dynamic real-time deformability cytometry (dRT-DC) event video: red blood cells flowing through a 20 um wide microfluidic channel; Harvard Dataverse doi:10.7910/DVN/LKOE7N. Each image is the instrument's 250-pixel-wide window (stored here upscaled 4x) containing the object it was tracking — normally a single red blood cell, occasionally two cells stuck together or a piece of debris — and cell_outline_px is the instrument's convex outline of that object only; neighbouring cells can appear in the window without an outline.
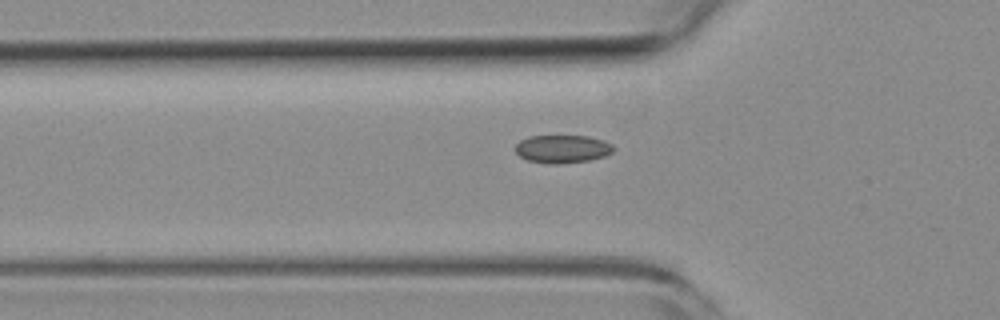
{"species": "common noctule bat (a hibernating species)", "species_latin": "Nyctalus noctula", "temperature_condition": "room temperature", "stored_images_in_passage": 18, "camera_frame_rate_fps": 3000, "um_per_image_px": 0.085, "animal": {"sex": "female", "body_mass_g": 19.3, "forearm_length_mm": 54.1}, "frame": {"image": 1, "passage_image": 6, "time_ms": 1.667, "image_size_px": [1000, 320], "cell_outline_px": [[616, 148], [612, 152], [604, 156], [588, 160], [556, 164], [548, 164], [528, 160], [520, 156], [516, 152], [516, 144], [520, 140], [528, 136], [588, 136], [604, 140], [612, 144]], "centroid_in_image_um": [47.81, 12.65], "position_along_channel_um": 78.0, "area_um2": 16.01}}
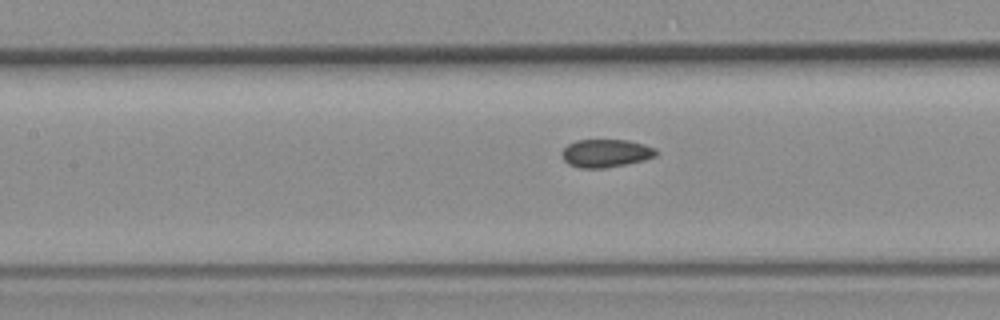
{"frame": {"image": 2, "passage_image": 12, "time_ms": 3.667, "image_size_px": [1000, 320], "cell_outline_px": [[656, 156], [644, 160], [604, 168], [580, 168], [568, 164], [564, 160], [560, 152], [568, 144], [576, 140], [628, 140], [644, 144], [656, 148]], "centroid_in_image_um": [51.47, 13.02], "position_along_channel_um": 155.9, "area_um2": 15.37}}
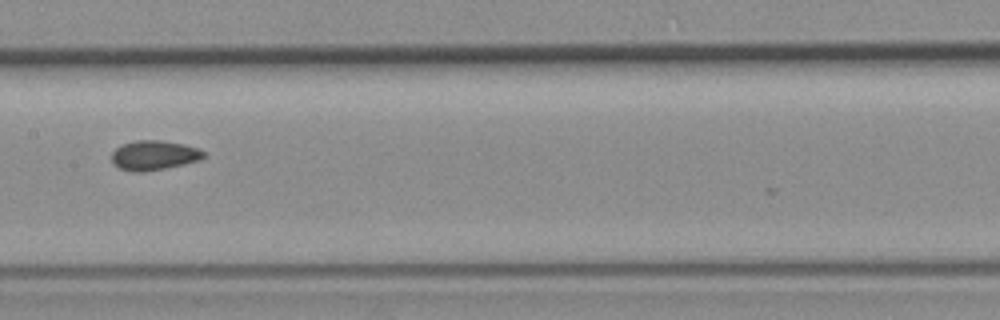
{"frame": {"image": 3, "passage_image": 15, "time_ms": 4.667, "image_size_px": [1000, 320], "cell_outline_px": [[204, 156], [196, 160], [184, 164], [144, 172], [132, 172], [120, 168], [112, 160], [112, 152], [116, 148], [124, 144], [136, 140], [160, 140], [184, 144], [196, 148], [204, 152]], "centroid_in_image_um": [13.06, 13.2], "position_along_channel_um": 194.3, "area_um2": 15.55}}